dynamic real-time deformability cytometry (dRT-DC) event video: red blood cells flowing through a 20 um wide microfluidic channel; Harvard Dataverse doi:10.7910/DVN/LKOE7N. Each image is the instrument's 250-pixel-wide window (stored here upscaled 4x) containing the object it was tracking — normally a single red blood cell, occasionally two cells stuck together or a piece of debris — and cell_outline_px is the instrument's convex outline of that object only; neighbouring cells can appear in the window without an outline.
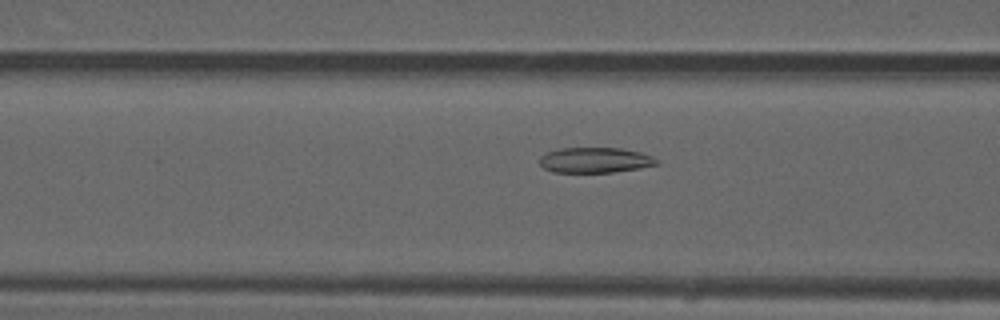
{"species": "common noctule bat (a hibernating species)", "species_latin": "Nyctalus noctula", "temperature_condition": "warm", "stored_images_in_passage": 51, "camera_frame_rate_fps": 3000, "um_per_image_px": 0.085, "animal": {"sex": "male", "forearm_length_mm": 52.5}, "frame": {"image": 1, "passage_image": 20, "time_ms": 6.333, "image_size_px": [1000, 320], "cell_outline_px": [[660, 164], [640, 168], [612, 172], [552, 172], [544, 168], [540, 164], [540, 156], [548, 152], [560, 148], [620, 148], [640, 152], [652, 156], [660, 160]], "centroid_in_image_um": [50.61, 13.61], "position_along_channel_um": 116.0, "area_um2": 17.34}}
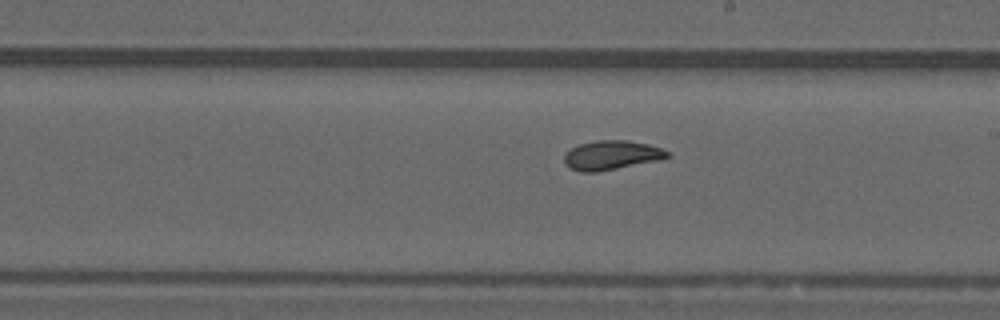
{"frame": {"image": 2, "passage_image": 29, "time_ms": 9.333, "image_size_px": [1000, 320], "cell_outline_px": [[672, 156], [656, 160], [596, 172], [580, 172], [568, 168], [564, 164], [564, 156], [572, 148], [580, 144], [596, 140], [628, 140], [648, 144], [660, 148], [668, 152]], "centroid_in_image_um": [51.94, 13.19], "position_along_channel_um": 237.1, "area_um2": 17.34}}
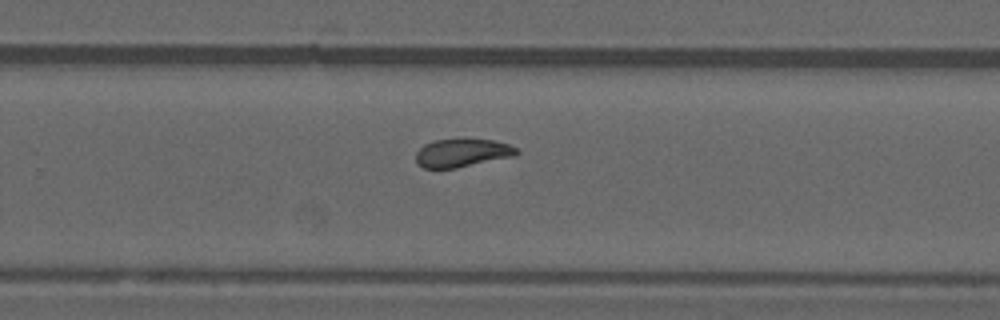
{"frame": {"image": 3, "passage_image": 33, "time_ms": 10.667, "image_size_px": [1000, 320], "cell_outline_px": [[520, 152], [516, 156], [456, 168], [424, 168], [416, 160], [416, 152], [424, 144], [436, 140], [464, 136], [492, 140], [508, 144], [516, 148]], "centroid_in_image_um": [39.32, 12.95], "position_along_channel_um": 290.5, "area_um2": 17.11}, "authors_computed_cell_mechanics": {"area_um2": 18.0336, "velocity_mm_per_s": 4.0429, "shape_relaxation_time_tau1_ms": null, "shape_relaxation_time_tau2_ms": 1.2293, "deformation_change_tau1": null, "deformation_change_tau2": 0.0651}}